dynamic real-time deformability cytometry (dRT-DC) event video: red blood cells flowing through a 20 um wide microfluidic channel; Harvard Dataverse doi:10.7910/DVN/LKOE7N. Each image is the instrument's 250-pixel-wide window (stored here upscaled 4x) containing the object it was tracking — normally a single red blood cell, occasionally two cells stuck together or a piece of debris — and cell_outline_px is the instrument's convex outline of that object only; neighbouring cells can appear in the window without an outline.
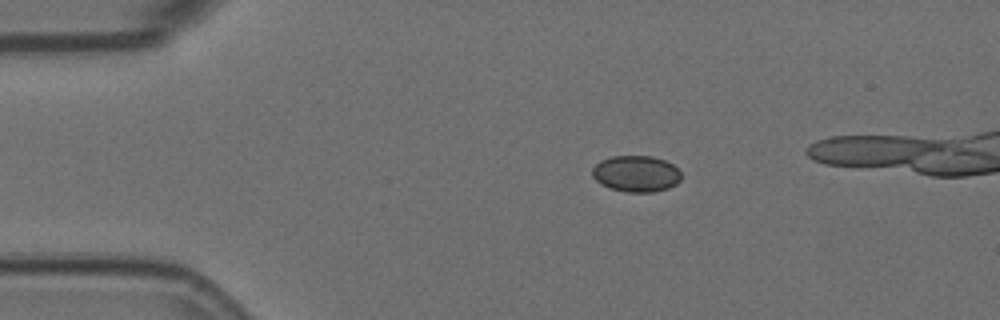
{"species": "Egyptian fruit bat (a non-hibernating species)", "species_latin": "Rousettus aegyptiacus", "temperature_condition": "room temperature", "stored_images_in_passage": 43, "camera_frame_rate_fps": 3000, "um_per_image_px": 0.085, "animal": {"sex": "female"}, "frame": {"image": 1, "passage_image": 6, "time_ms": 1.667, "image_size_px": [1000, 320], "cell_outline_px": [[680, 180], [676, 184], [668, 188], [652, 192], [628, 192], [612, 188], [600, 184], [592, 176], [592, 168], [600, 160], [612, 156], [652, 156], [664, 160], [672, 164], [680, 172]], "centroid_in_image_um": [54.05, 14.76], "position_along_channel_um": 30.9, "area_um2": 18.73}}
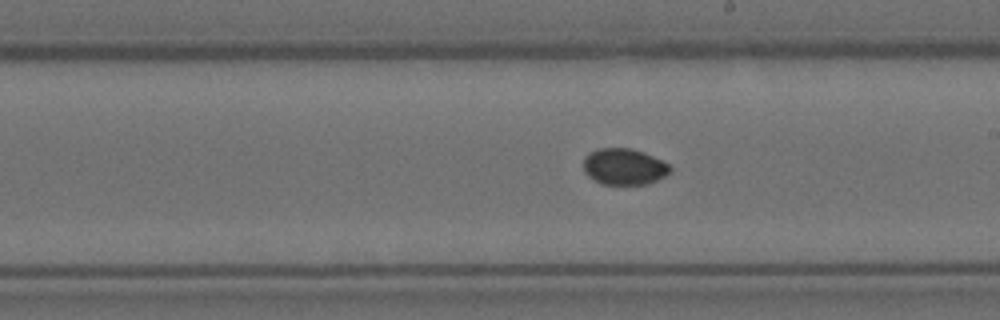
{"frame": {"image": 2, "passage_image": 27, "time_ms": 8.667, "image_size_px": [1000, 320], "cell_outline_px": [[672, 168], [664, 176], [648, 184], [600, 184], [588, 176], [584, 172], [584, 156], [588, 152], [596, 148], [632, 148], [644, 152], [668, 164]], "centroid_in_image_um": [53.0, 14.15], "position_along_channel_um": 236.0, "area_um2": 18.38}}
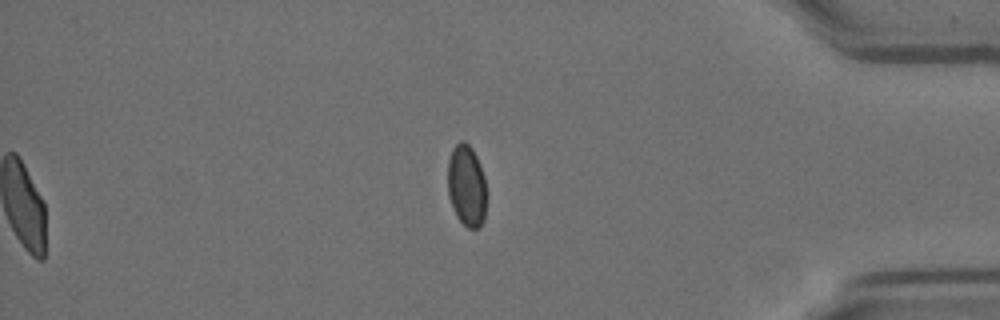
{"frame": {"image": 3, "passage_image": 43, "time_ms": 14.0, "image_size_px": [1000, 320], "cell_outline_px": [[484, 220], [476, 228], [468, 228], [456, 216], [448, 192], [448, 160], [452, 148], [460, 140], [464, 140], [472, 148], [476, 156], [484, 176]], "centroid_in_image_um": [39.63, 15.73], "position_along_channel_um": 395.6, "area_um2": 18.03}}